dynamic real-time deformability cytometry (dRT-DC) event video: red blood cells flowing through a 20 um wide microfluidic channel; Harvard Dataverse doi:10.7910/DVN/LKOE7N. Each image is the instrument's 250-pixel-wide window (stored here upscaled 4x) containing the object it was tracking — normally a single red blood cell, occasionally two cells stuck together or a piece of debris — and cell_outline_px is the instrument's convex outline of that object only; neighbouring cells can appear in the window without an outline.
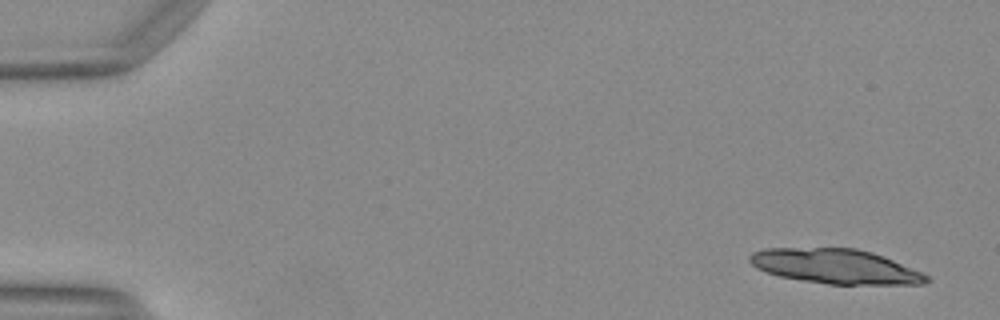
{"species": "Egyptian fruit bat (a non-hibernating species)", "species_latin": "Rousettus aegyptiacus", "temperature_condition": "warm", "stored_images_in_passage": 22, "camera_frame_rate_fps": 3000, "um_per_image_px": 0.085, "animal": {"sex": "female"}, "frame": {"image": 1, "passage_image": 1, "time_ms": 0.0, "image_size_px": [1000, 320], "cell_outline_px": [[932, 280], [924, 284], [828, 284], [780, 276], [756, 268], [748, 260], [748, 256], [752, 252], [764, 248], [856, 248], [872, 252], [884, 256], [920, 272], [928, 276]], "centroid_in_image_um": [71.0, 22.63], "position_along_channel_um": 14.0, "area_um2": 35.49}}